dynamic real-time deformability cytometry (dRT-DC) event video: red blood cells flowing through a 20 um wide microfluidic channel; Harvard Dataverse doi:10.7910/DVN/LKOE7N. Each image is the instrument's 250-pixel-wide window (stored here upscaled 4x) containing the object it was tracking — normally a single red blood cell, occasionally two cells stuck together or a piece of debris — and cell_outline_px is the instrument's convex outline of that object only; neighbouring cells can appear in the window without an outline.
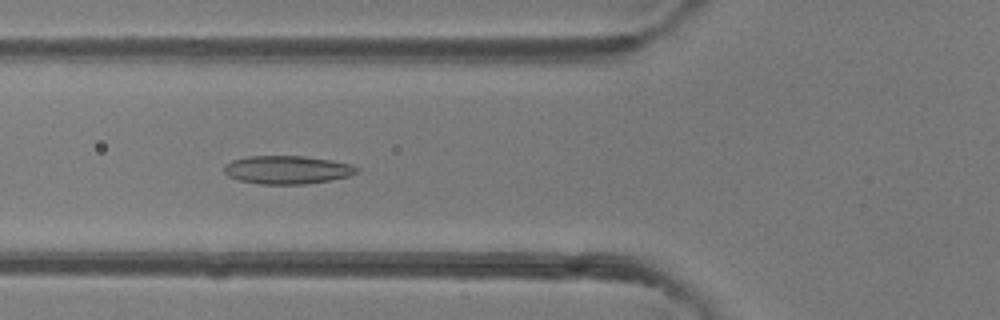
{"species": "common noctule bat (a hibernating species)", "species_latin": "Nyctalus noctula", "temperature_condition": "room temperature", "stored_images_in_passage": 50, "camera_frame_rate_fps": 3000, "um_per_image_px": 0.085, "animal": {"sex": "female"}, "frame": {"image": 1, "passage_image": 19, "time_ms": 6.0, "image_size_px": [1000, 320], "cell_outline_px": [[360, 172], [348, 176], [328, 180], [304, 184], [260, 184], [240, 180], [228, 176], [224, 172], [224, 164], [232, 160], [248, 156], [304, 156], [332, 160], [352, 164], [360, 168]], "centroid_in_image_um": [24.43, 14.42], "position_along_channel_um": 101.4, "area_um2": 21.91}}
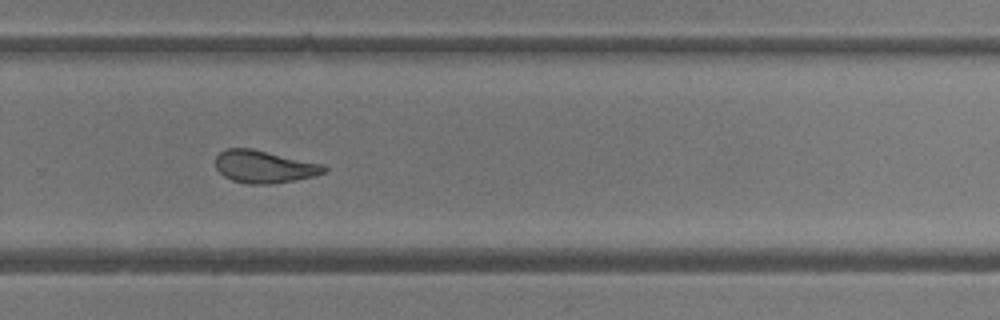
{"frame": {"image": 2, "passage_image": 34, "time_ms": 11.0, "image_size_px": [1000, 320], "cell_outline_px": [[328, 168], [324, 172], [312, 176], [296, 180], [272, 184], [248, 184], [232, 180], [224, 176], [216, 168], [216, 156], [220, 152], [228, 148], [252, 148], [324, 164]], "centroid_in_image_um": [22.46, 14.16], "position_along_channel_um": 307.3, "area_um2": 20.58}}
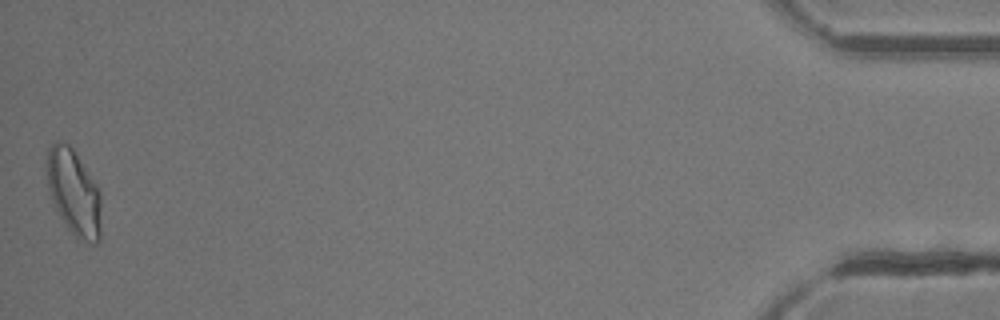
{"frame": {"image": 3, "passage_image": 50, "time_ms": 16.333, "image_size_px": [1000, 320], "cell_outline_px": [[100, 240], [96, 244], [92, 244], [84, 240], [72, 232], [68, 228], [60, 216], [52, 200], [48, 188], [44, 168], [44, 164], [48, 148], [56, 140], [68, 144], [72, 148], [96, 184], [100, 196]], "centroid_in_image_um": [6.23, 16.31], "position_along_channel_um": 429.0, "area_um2": 27.11}, "authors_computed_cell_mechanics": {"area_um2": 22.1663, "velocity_mm_per_s": 4.1173, "shape_relaxation_time_tau1_ms": null, "shape_relaxation_time_tau2_ms": 2.0983, "deformation_change_tau1": null, "deformation_change_tau2": 0.0955}}